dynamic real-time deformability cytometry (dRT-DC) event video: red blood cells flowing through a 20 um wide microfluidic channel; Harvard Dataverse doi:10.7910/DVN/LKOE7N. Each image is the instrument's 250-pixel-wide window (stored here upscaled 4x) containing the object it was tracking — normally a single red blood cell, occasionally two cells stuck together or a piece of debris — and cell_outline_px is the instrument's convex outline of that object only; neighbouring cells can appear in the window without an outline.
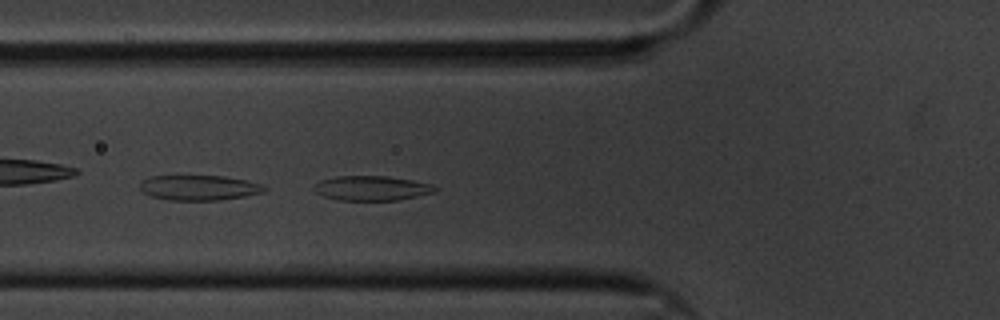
{"species": "common noctule bat (a hibernating species)", "species_latin": "Nyctalus noctula", "temperature_condition": "cold", "stored_images_in_passage": 54, "camera_frame_rate_fps": 3000, "um_per_image_px": 0.085, "animal": {"sex": "male", "body_mass_g": 20.1, "forearm_length_mm": 53.5}, "frame": {"image": 1, "passage_image": 16, "time_ms": 5.0, "image_size_px": [1000, 320], "cell_outline_px": [[440, 188], [436, 192], [400, 200], [340, 200], [324, 196], [316, 192], [312, 188], [312, 184], [320, 180], [336, 176], [388, 176], [412, 180], [432, 184]], "centroid_in_image_um": [31.61, 15.99], "position_along_channel_um": 94.2, "area_um2": 17.63}}
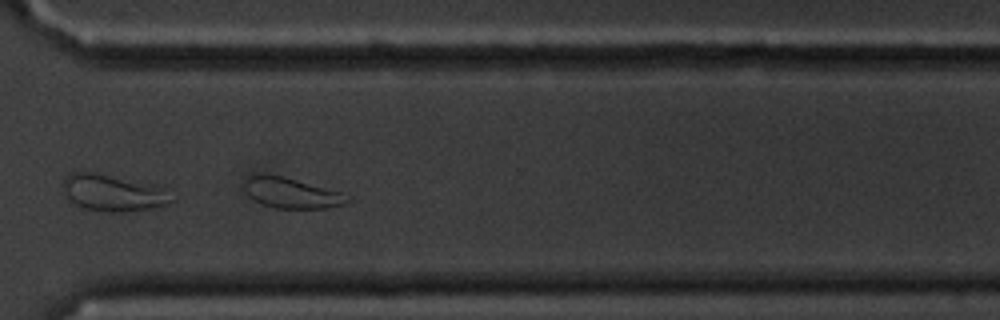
{"frame": {"image": 2, "passage_image": 39, "time_ms": 12.667, "image_size_px": [1000, 320], "cell_outline_px": [[352, 200], [344, 204], [324, 208], [276, 208], [264, 204], [248, 196], [244, 188], [244, 184], [248, 176], [284, 176], [340, 192]], "centroid_in_image_um": [24.79, 16.42], "position_along_channel_um": 345.8, "area_um2": 17.69}, "authors_computed_cell_mechanics": {"area_um2": 19.1607, "velocity_mm_per_s": 3.2738, "shape_relaxation_time_tau1_ms": 3.4419, "shape_relaxation_time_tau2_ms": 2.9876, "deformation_change_tau1": 0.0924, "deformation_change_tau2": 0.0935}}